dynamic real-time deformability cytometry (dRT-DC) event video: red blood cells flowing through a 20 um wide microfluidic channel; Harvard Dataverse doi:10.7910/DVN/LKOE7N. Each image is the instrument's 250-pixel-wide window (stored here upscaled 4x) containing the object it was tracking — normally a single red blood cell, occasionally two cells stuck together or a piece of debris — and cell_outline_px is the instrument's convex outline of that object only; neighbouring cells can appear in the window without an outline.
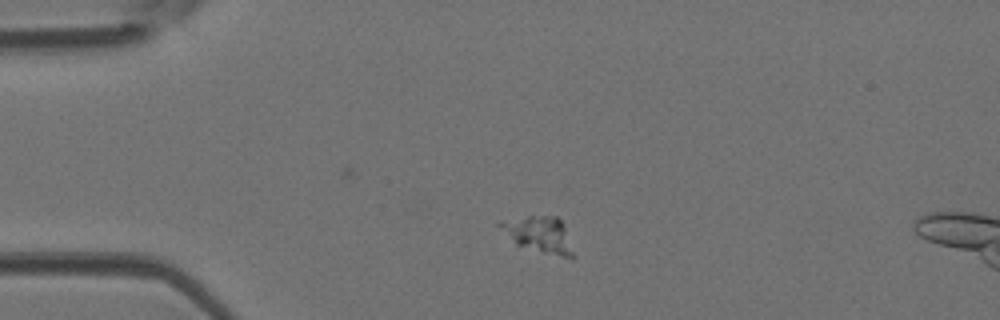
{"species": "Egyptian fruit bat (a non-hibernating species)", "species_latin": "Rousettus aegyptiacus", "temperature_condition": "room temperature", "stored_images_in_passage": 30, "camera_frame_rate_fps": 3000, "um_per_image_px": 0.085, "animal": {"sex": "female"}, "frame": {"image": 1, "passage_image": 1, "time_ms": 0.0, "image_size_px": [1000, 320], "cell_outline_px": [[576, 256], [564, 256], [544, 252], [516, 244], [496, 224], [500, 220], [528, 216], [556, 216], [560, 220], [564, 228]], "centroid_in_image_um": [45.79, 19.9], "position_along_channel_um": 39.2, "area_um2": 14.91}}
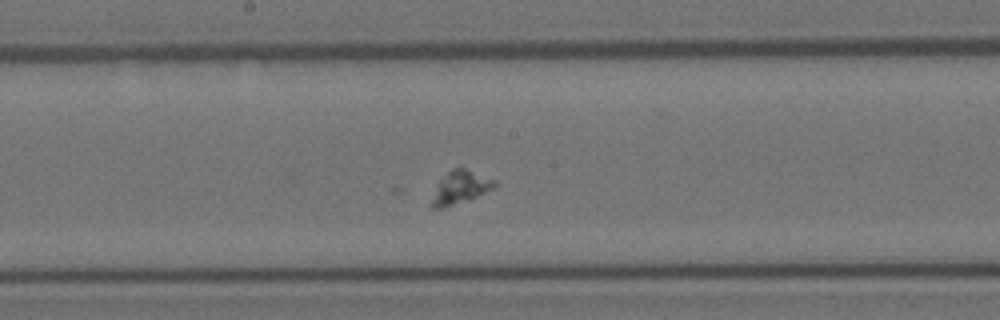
{"frame": {"image": 2, "passage_image": 15, "time_ms": 4.667, "image_size_px": [1000, 320], "cell_outline_px": [[496, 184], [492, 188], [468, 200], [440, 208], [432, 208], [428, 204], [444, 176], [452, 168], [464, 168], [496, 180]], "centroid_in_image_um": [39.11, 15.94], "position_along_channel_um": 209.1, "area_um2": 11.56}}
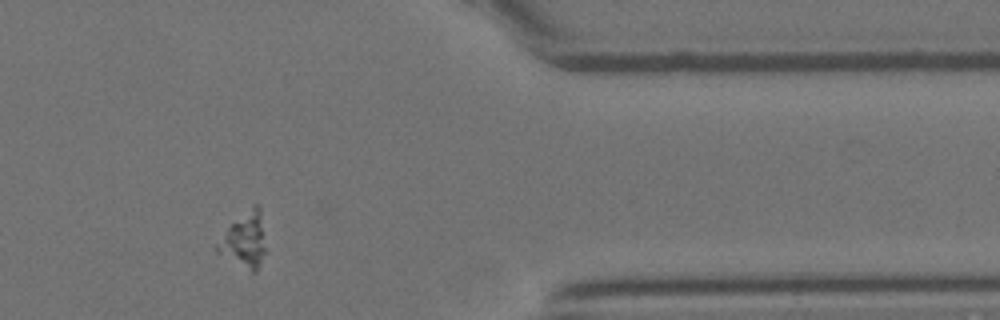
{"frame": {"image": 3, "passage_image": 29, "time_ms": 9.333, "image_size_px": [1000, 320], "cell_outline_px": [[264, 252], [256, 272], [252, 272], [216, 252], [212, 248], [228, 228], [252, 204], [256, 204], [260, 208], [264, 248]], "centroid_in_image_um": [20.73, 20.42], "position_along_channel_um": 390.7, "area_um2": 14.97}}